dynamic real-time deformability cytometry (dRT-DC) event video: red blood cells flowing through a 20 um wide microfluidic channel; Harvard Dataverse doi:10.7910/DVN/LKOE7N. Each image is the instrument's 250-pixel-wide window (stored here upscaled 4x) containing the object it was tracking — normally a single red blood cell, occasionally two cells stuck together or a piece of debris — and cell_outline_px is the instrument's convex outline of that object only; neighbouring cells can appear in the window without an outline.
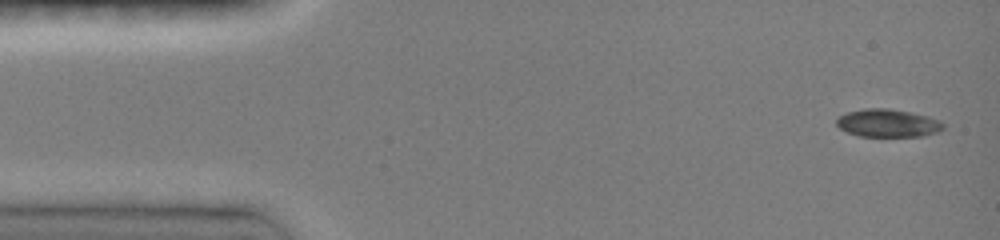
{"species": "common noctule bat (a hibernating species)", "species_latin": "Nyctalus noctula", "temperature_condition": "room temperature", "stored_images_in_passage": 24, "camera_frame_rate_fps": 3000, "um_per_image_px": 0.085, "animal": {"sex": "female", "body_mass_g": 19.0, "forearm_length_mm": 51.5}, "frame": {"image": 1, "passage_image": 1, "time_ms": 0.0, "image_size_px": [1000, 240], "cell_outline_px": [[944, 128], [936, 132], [924, 136], [860, 136], [848, 132], [840, 128], [836, 124], [836, 120], [840, 116], [848, 112], [864, 108], [888, 108], [928, 116], [940, 120], [944, 124]], "centroid_in_image_um": [75.48, 10.46], "position_along_channel_um": 9.5, "area_um2": 17.22}}
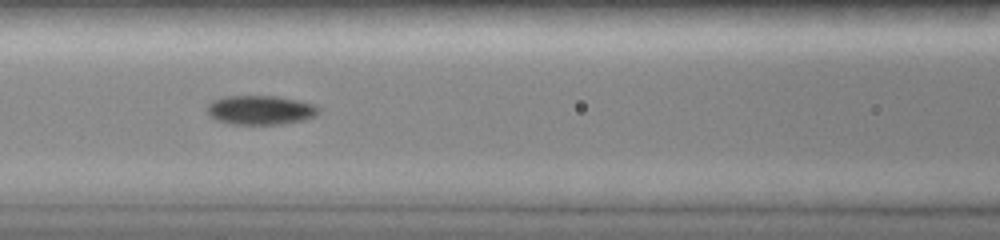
{"frame": {"image": 2, "passage_image": 12, "time_ms": 6.0, "image_size_px": [1000, 240], "cell_outline_px": [[320, 112], [316, 116], [304, 120], [284, 124], [232, 124], [216, 120], [208, 112], [208, 104], [212, 100], [224, 96], [276, 96], [300, 100], [316, 104], [320, 108]], "centroid_in_image_um": [22.2, 9.35], "position_along_channel_um": 144.4, "area_um2": 19.19}}
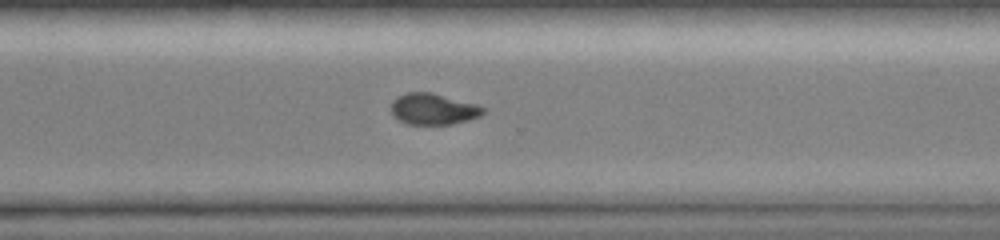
{"frame": {"image": 3, "passage_image": 24, "time_ms": 10.667, "image_size_px": [1000, 240], "cell_outline_px": [[488, 108], [480, 116], [468, 120], [452, 124], [408, 124], [392, 116], [392, 100], [396, 96], [408, 92], [432, 92], [476, 104]], "centroid_in_image_um": [36.84, 9.26], "position_along_channel_um": 333.8, "area_um2": 16.82}}